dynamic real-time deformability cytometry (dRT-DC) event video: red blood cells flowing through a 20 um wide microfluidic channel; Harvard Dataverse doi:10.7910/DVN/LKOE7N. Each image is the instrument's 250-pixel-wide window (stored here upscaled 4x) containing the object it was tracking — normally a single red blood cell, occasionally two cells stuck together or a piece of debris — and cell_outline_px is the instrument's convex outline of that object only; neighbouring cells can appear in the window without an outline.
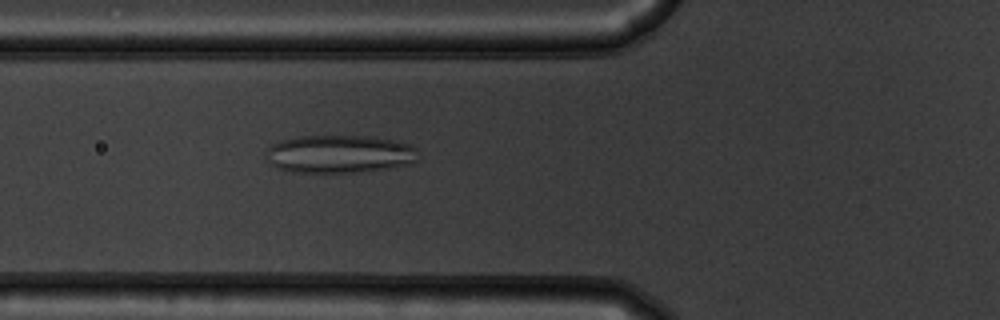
{"species": "common noctule bat (a hibernating species)", "species_latin": "Nyctalus noctula", "temperature_condition": "warm", "stored_images_in_passage": 55, "camera_frame_rate_fps": 3000, "um_per_image_px": 0.085, "animal": {"sex": "male", "body_mass_g": 19.5, "forearm_length_mm": 54.6}, "frame": {"image": 1, "passage_image": 21, "time_ms": 6.667, "image_size_px": [1000, 320], "cell_outline_px": [[416, 160], [412, 164], [360, 172], [292, 172], [276, 168], [268, 160], [264, 152], [272, 144], [280, 140], [300, 136], [368, 136], [392, 140], [412, 144], [416, 148]], "centroid_in_image_um": [28.83, 13.09], "position_along_channel_um": 97.0, "area_um2": 33.76}}
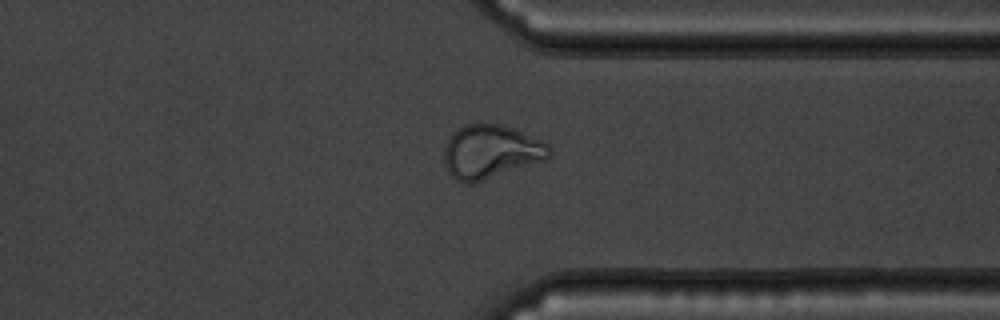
{"frame": {"image": 2, "passage_image": 43, "time_ms": 14.0, "image_size_px": [1000, 320], "cell_outline_px": [[552, 152], [544, 160], [472, 184], [464, 184], [456, 180], [448, 172], [444, 160], [444, 148], [452, 132], [464, 124], [500, 124], [512, 128], [540, 140], [548, 144], [552, 148]], "centroid_in_image_um": [41.68, 12.9], "position_along_channel_um": 369.7, "area_um2": 32.71}}
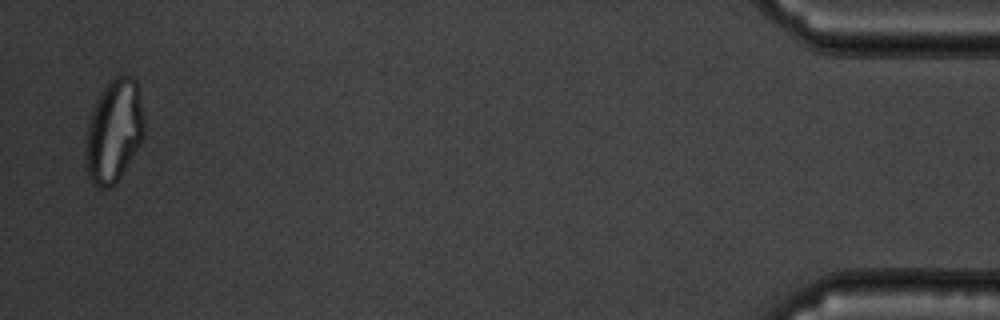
{"frame": {"image": 3, "passage_image": 54, "time_ms": 17.667, "image_size_px": [1000, 320], "cell_outline_px": [[144, 136], [116, 184], [108, 188], [100, 188], [88, 176], [84, 164], [84, 148], [88, 124], [92, 112], [100, 92], [116, 76], [132, 76], [136, 80], [144, 116]], "centroid_in_image_um": [9.67, 11.17], "position_along_channel_um": 425.5, "area_um2": 35.03}}